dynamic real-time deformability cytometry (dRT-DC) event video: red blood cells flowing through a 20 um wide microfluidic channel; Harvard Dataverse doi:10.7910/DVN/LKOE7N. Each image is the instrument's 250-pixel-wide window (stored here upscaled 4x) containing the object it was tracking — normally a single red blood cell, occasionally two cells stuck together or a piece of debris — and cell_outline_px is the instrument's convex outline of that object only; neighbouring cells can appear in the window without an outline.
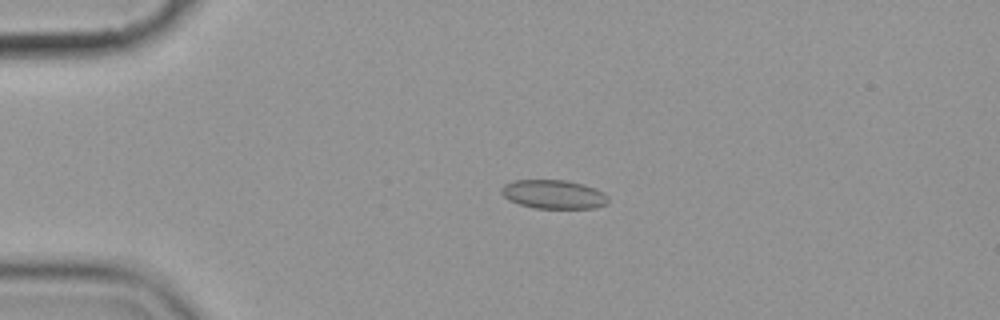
{"species": "common noctule bat (a hibernating species)", "species_latin": "Nyctalus noctula", "temperature_condition": "cold", "stored_images_in_passage": 4, "camera_frame_rate_fps": 3000, "um_per_image_px": 0.085, "animal": {"sex": "female", "body_mass_g": 19.9}, "frame": {"image": 1, "passage_image": 3, "time_ms": 2.333, "image_size_px": [1000, 320], "cell_outline_px": [[608, 204], [596, 208], [536, 208], [520, 204], [508, 200], [500, 192], [500, 188], [504, 184], [512, 180], [568, 180], [596, 188], [604, 192], [608, 196]], "centroid_in_image_um": [47.06, 16.51], "position_along_channel_um": 37.9, "area_um2": 18.15}}